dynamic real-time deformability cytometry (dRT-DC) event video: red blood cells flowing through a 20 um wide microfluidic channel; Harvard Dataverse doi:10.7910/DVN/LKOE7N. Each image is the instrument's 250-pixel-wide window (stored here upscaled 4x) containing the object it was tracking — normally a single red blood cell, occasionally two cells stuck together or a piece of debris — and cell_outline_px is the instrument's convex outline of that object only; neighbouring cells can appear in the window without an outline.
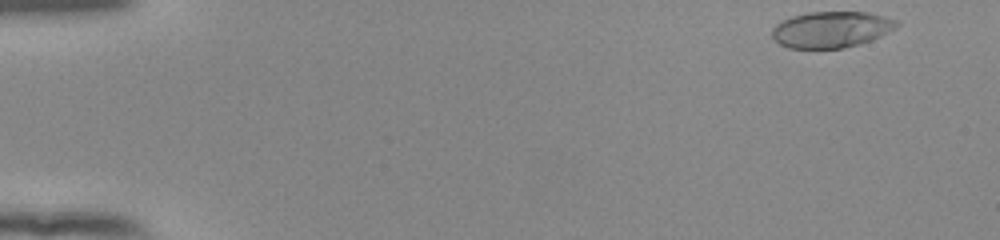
{"species": "human", "species_latin": "Homo sapiens", "temperature_condition": "room temperature", "stored_images_in_passage": 51, "camera_frame_rate_fps": 3000, "um_per_image_px": 0.085, "donor": {"sex": "female"}, "frame": {"image": 1, "passage_image": 1, "time_ms": 0.0, "image_size_px": [1000, 240], "cell_outline_px": [[900, 24], [896, 28], [880, 36], [860, 44], [840, 48], [788, 48], [780, 44], [772, 36], [772, 28], [776, 24], [792, 16], [808, 12], [868, 12], [884, 16], [896, 20]], "centroid_in_image_um": [70.66, 2.5], "position_along_channel_um": 14.3, "area_um2": 26.18}}
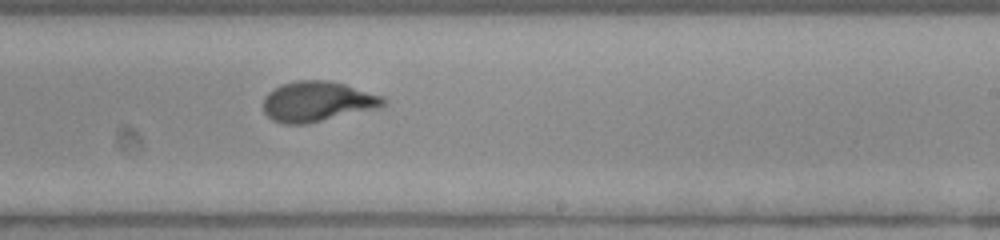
{"frame": {"image": 2, "passage_image": 31, "time_ms": 10.0, "image_size_px": [1000, 240], "cell_outline_px": [[388, 104], [380, 108], [304, 124], [284, 124], [272, 120], [264, 112], [264, 96], [268, 92], [284, 84], [296, 80], [328, 80], [344, 84], [384, 96], [388, 100]], "centroid_in_image_um": [27.02, 8.63], "position_along_channel_um": 262.0, "area_um2": 28.21}}
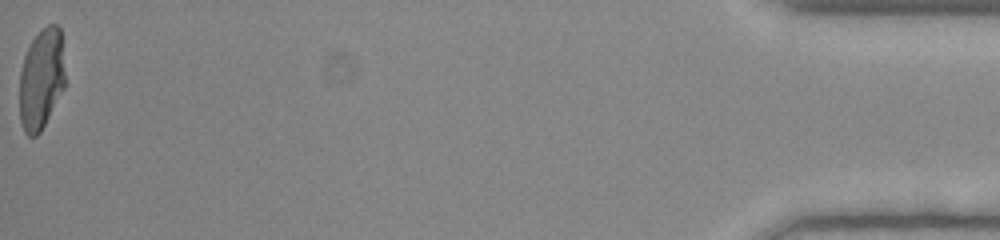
{"frame": {"image": 3, "passage_image": 51, "time_ms": 16.667, "image_size_px": [1000, 240], "cell_outline_px": [[64, 88], [40, 132], [36, 136], [28, 136], [24, 132], [20, 120], [20, 72], [24, 56], [32, 40], [48, 24], [56, 24], [60, 28], [64, 72]], "centroid_in_image_um": [3.5, 6.74], "position_along_channel_um": 431.7, "area_um2": 26.41}, "authors_computed_cell_mechanics": {"area_um2": 27.744, "velocity_mm_per_s": 3.9128, "shape_relaxation_time_tau1_ms": 4.0329, "shape_relaxation_time_tau2_ms": null, "deformation_change_tau1": 0.2388, "deformation_change_tau2": null}}